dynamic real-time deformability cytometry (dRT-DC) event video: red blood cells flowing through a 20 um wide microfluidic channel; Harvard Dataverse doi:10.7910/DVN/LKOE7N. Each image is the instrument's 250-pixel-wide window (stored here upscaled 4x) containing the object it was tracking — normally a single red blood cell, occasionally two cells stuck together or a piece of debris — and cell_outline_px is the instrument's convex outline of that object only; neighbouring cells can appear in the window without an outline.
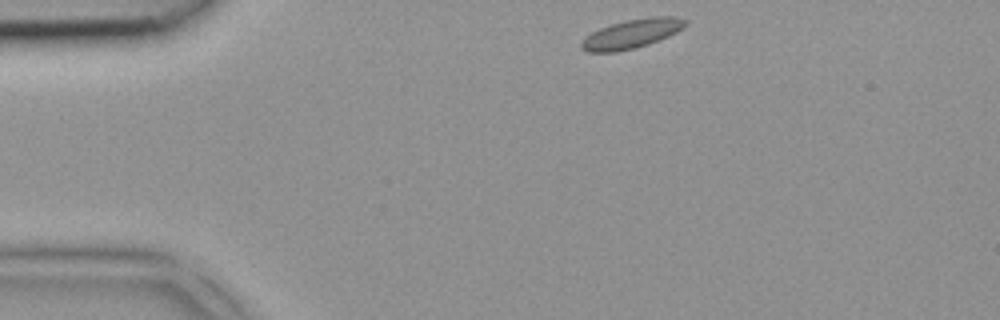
{"species": "common noctule bat (a hibernating species)", "species_latin": "Nyctalus noctula", "temperature_condition": "room temperature", "stored_images_in_passage": 2, "camera_frame_rate_fps": 3000, "um_per_image_px": 0.085, "animal": {"sex": "female", "body_mass_g": 18.4}, "frame": {"image": 1, "passage_image": 1, "time_ms": 0.0, "image_size_px": [1000, 320], "cell_outline_px": [[688, 24], [676, 32], [668, 36], [648, 44], [616, 52], [588, 52], [580, 48], [580, 44], [592, 32], [600, 28], [612, 24], [628, 20], [652, 16], [676, 16], [688, 20]], "centroid_in_image_um": [53.73, 2.86], "position_along_channel_um": 31.3, "area_um2": 17.4}}